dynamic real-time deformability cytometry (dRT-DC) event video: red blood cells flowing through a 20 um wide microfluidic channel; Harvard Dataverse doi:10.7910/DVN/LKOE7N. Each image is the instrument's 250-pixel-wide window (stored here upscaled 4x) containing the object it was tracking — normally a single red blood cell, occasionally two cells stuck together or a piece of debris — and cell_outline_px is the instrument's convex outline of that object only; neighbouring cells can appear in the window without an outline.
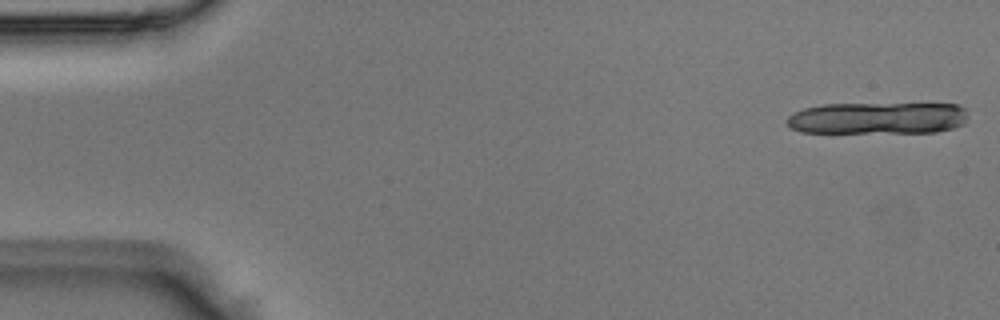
{"species": "Egyptian fruit bat (a non-hibernating species)", "species_latin": "Rousettus aegyptiacus", "temperature_condition": "room temperature", "stored_images_in_passage": 18, "camera_frame_rate_fps": 3000, "um_per_image_px": 0.085, "animal": {"sex": "male"}, "frame": {"image": 1, "passage_image": 1, "time_ms": 0.0, "image_size_px": [1000, 320], "cell_outline_px": [[968, 116], [964, 124], [952, 128], [936, 132], [800, 132], [792, 128], [784, 120], [792, 112], [804, 108], [824, 104], [956, 104], [964, 108]], "centroid_in_image_um": [74.59, 10.03], "position_along_channel_um": 10.4, "area_um2": 33.7}}
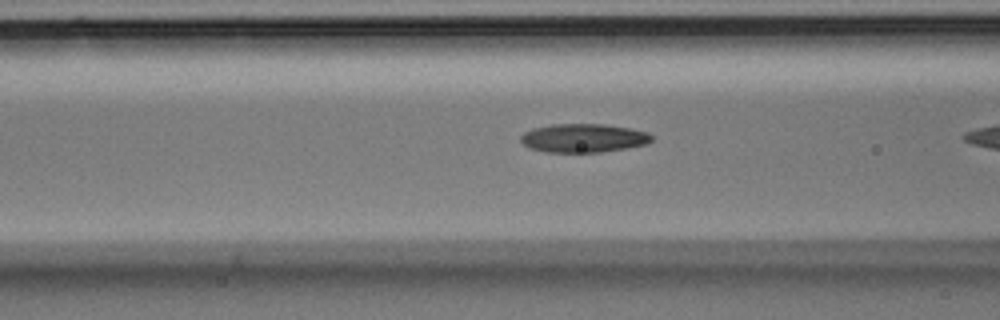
{"frame": {"image": 2, "passage_image": 17, "time_ms": 5.333, "image_size_px": [1000, 320], "cell_outline_px": [[652, 140], [648, 144], [628, 148], [600, 152], [548, 152], [528, 148], [520, 140], [520, 136], [524, 132], [532, 128], [552, 124], [604, 124], [628, 128], [648, 132], [652, 136]], "centroid_in_image_um": [49.59, 11.73], "position_along_channel_um": 117.0, "area_um2": 21.96}}